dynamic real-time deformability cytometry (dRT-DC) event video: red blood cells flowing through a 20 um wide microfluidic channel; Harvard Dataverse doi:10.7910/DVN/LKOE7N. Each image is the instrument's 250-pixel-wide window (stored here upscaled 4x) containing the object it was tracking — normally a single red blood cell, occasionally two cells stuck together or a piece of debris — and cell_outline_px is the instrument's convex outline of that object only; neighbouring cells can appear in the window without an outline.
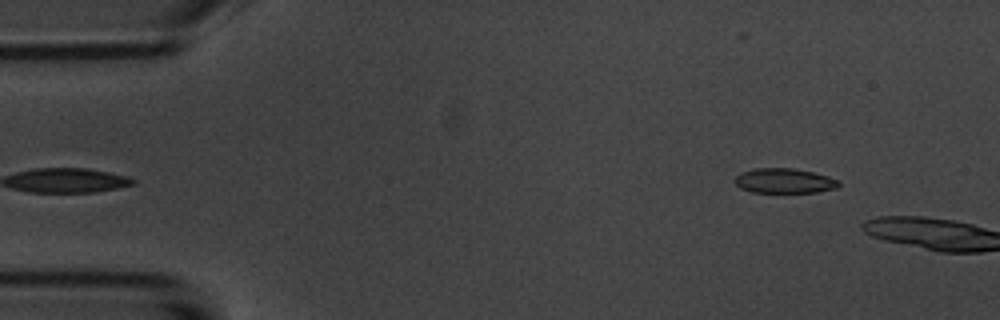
{"species": "common noctule bat (a hibernating species)", "species_latin": "Nyctalus noctula", "temperature_condition": "room temperature", "stored_images_in_passage": 5, "camera_frame_rate_fps": 3000, "um_per_image_px": 0.085, "animal": {"sex": "male", "body_mass_g": 20.1, "forearm_length_mm": 53.5}, "frame": {"image": 1, "passage_image": 5, "time_ms": 4.667, "image_size_px": [1000, 320], "cell_outline_px": [[840, 184], [836, 188], [816, 192], [752, 192], [740, 188], [732, 180], [740, 172], [756, 168], [792, 168], [812, 172], [828, 176], [840, 180]], "centroid_in_image_um": [66.64, 15.36], "position_along_channel_um": 18.4, "area_um2": 15.09}}